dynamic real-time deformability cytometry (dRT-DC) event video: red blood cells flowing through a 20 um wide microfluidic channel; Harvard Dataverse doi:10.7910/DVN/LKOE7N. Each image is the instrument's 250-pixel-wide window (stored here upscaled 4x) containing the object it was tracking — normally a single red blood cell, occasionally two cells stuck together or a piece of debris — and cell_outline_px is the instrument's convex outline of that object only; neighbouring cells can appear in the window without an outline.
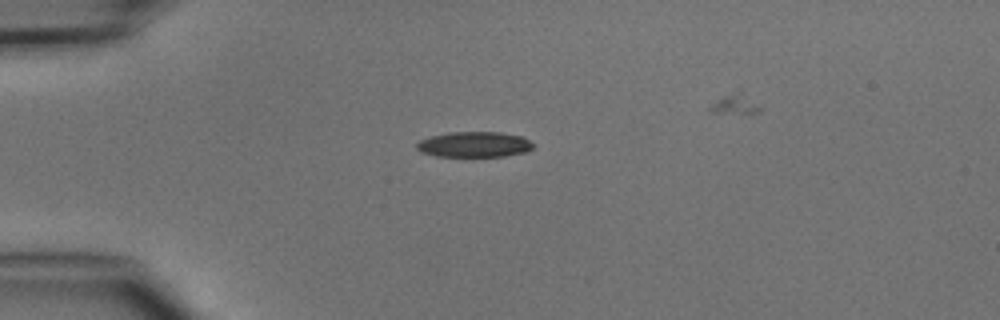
{"species": "common noctule bat (a hibernating species)", "species_latin": "Nyctalus noctula", "temperature_condition": "cold", "stored_images_in_passage": 3, "camera_frame_rate_fps": 3000, "um_per_image_px": 0.085, "animal": {"sex": "male", "body_mass_g": 15.6}, "frame": {"image": 1, "passage_image": 1, "time_ms": 0.0, "image_size_px": [1000, 320], "cell_outline_px": [[536, 144], [528, 152], [504, 156], [436, 156], [420, 152], [416, 148], [416, 144], [420, 140], [432, 136], [448, 132], [500, 132], [524, 136]], "centroid_in_image_um": [40.36, 12.27], "position_along_channel_um": 44.6, "area_um2": 17.51}}